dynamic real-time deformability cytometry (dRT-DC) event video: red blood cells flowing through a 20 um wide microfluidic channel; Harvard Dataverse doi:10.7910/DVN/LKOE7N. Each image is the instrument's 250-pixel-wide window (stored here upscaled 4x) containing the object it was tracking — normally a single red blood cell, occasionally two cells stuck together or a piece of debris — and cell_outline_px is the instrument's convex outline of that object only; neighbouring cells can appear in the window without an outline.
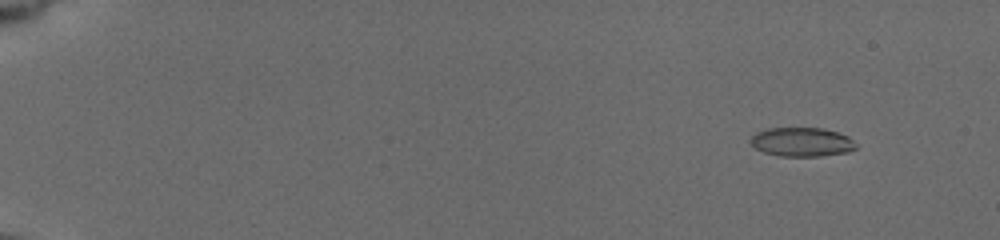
{"species": "common noctule bat (a hibernating species)", "species_latin": "Nyctalus noctula", "temperature_condition": "cold", "stored_images_in_passage": 13, "camera_frame_rate_fps": 3000, "um_per_image_px": 0.085, "animal": {"sex": "female", "body_mass_g": 19.5, "forearm_length_mm": 54.1}, "frame": {"image": 1, "passage_image": 2, "time_ms": 0.333, "image_size_px": [1000, 240], "cell_outline_px": [[856, 148], [848, 152], [820, 156], [780, 156], [764, 152], [756, 148], [748, 140], [756, 132], [768, 128], [820, 128], [836, 132], [848, 136], [856, 144]], "centroid_in_image_um": [68.14, 12.07], "position_along_channel_um": 16.9, "area_um2": 17.74}}